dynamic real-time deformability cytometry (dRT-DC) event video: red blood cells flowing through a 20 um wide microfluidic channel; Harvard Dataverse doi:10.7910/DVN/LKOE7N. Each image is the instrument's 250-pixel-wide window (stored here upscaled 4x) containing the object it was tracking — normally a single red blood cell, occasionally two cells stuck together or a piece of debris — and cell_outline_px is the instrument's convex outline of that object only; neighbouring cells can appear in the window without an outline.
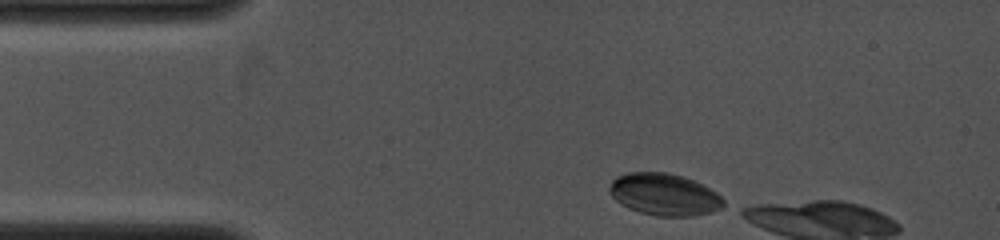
{"species": "common noctule bat (a hibernating species)", "species_latin": "Nyctalus noctula", "temperature_condition": "cold", "stored_images_in_passage": 7, "camera_frame_rate_fps": 4000, "um_per_image_px": 0.085, "animal": {"sex": "female", "body_mass_g": 19.0, "forearm_length_mm": 53.3}, "frame": {"image": 1, "passage_image": 1, "time_ms": 0.0, "image_size_px": [1000, 240], "cell_outline_px": [[724, 208], [712, 212], [696, 216], [656, 216], [640, 212], [628, 208], [620, 204], [608, 192], [608, 188], [612, 180], [616, 176], [628, 172], [668, 172], [684, 176], [716, 192], [724, 200]], "centroid_in_image_um": [56.45, 16.53], "position_along_channel_um": 28.6, "area_um2": 28.15}}